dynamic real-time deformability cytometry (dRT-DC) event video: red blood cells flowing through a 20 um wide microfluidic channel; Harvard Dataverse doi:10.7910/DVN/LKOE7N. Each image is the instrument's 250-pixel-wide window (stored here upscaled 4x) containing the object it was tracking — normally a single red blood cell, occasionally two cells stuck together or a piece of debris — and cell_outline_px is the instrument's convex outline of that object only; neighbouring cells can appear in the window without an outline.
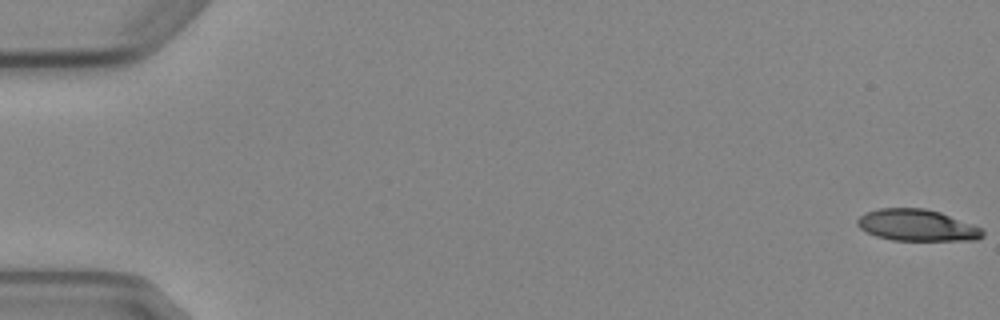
{"species": "Egyptian fruit bat (a non-hibernating species)", "species_latin": "Rousettus aegyptiacus", "temperature_condition": "cold", "stored_images_in_passage": 8, "camera_frame_rate_fps": 3000, "um_per_image_px": 0.085, "animal": {"sex": "female"}, "frame": {"image": 1, "passage_image": 1, "time_ms": 0.0, "image_size_px": [1000, 320], "cell_outline_px": [[984, 236], [976, 240], [892, 240], [876, 236], [860, 228], [856, 224], [856, 220], [864, 212], [880, 208], [924, 208], [940, 212], [980, 228], [984, 232]], "centroid_in_image_um": [77.9, 19.14], "position_along_channel_um": 7.1, "area_um2": 22.89}}
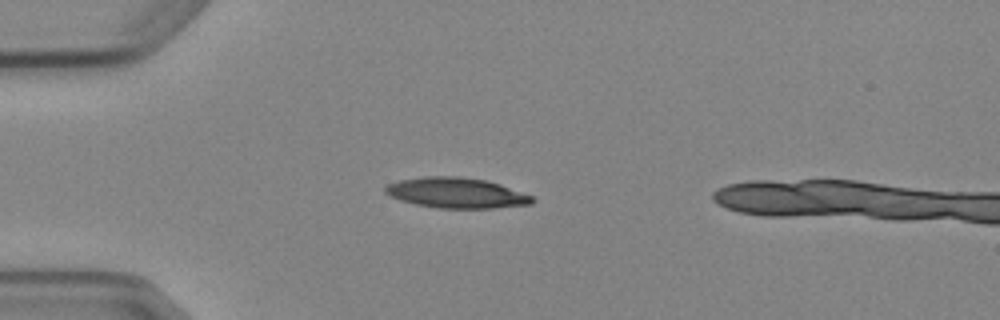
{"frame": {"image": 2, "passage_image": 5, "time_ms": 4.667, "image_size_px": [1000, 320], "cell_outline_px": [[536, 200], [532, 204], [492, 208], [436, 208], [416, 204], [400, 200], [384, 192], [384, 188], [388, 184], [400, 180], [424, 176], [460, 176], [488, 180], [500, 184], [532, 196]], "centroid_in_image_um": [38.8, 16.39], "position_along_channel_um": 46.2, "area_um2": 26.07}}
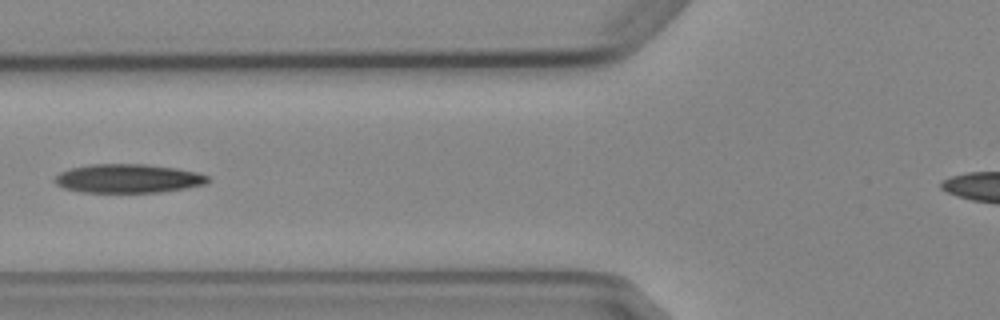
{"frame": {"image": 3, "passage_image": 7, "time_ms": 7.0, "image_size_px": [1000, 320], "cell_outline_px": [[212, 180], [204, 184], [184, 188], [160, 192], [80, 192], [64, 188], [56, 184], [52, 180], [60, 172], [68, 168], [88, 164], [148, 164], [176, 168], [196, 172], [208, 176]], "centroid_in_image_um": [10.85, 15.16], "position_along_channel_um": 115.0, "area_um2": 25.84}}